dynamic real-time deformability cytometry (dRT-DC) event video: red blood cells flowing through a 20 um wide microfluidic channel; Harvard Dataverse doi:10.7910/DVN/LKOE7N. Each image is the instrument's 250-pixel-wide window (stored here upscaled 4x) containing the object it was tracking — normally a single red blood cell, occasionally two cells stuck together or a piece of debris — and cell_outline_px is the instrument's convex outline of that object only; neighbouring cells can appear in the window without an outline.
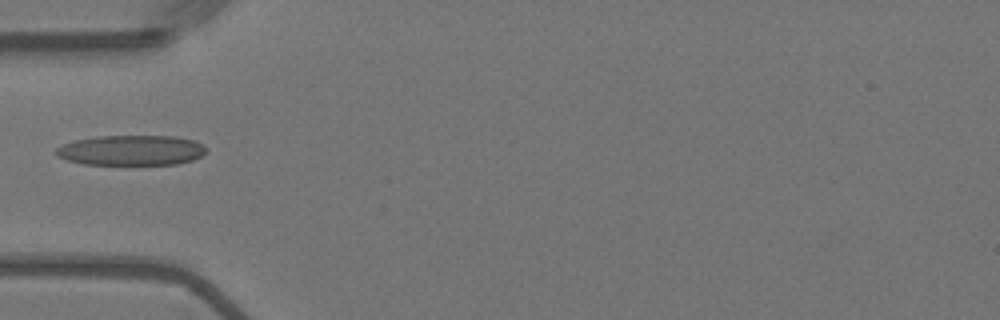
{"species": "Egyptian fruit bat (a non-hibernating species)", "species_latin": "Rousettus aegyptiacus", "temperature_condition": "warm", "stored_images_in_passage": 39, "camera_frame_rate_fps": 3000, "um_per_image_px": 0.085, "animal": {"sex": "female"}, "frame": {"image": 1, "passage_image": 1, "time_ms": 0.0, "image_size_px": [1000, 320], "cell_outline_px": [[208, 148], [200, 156], [192, 160], [176, 164], [84, 164], [68, 160], [56, 156], [56, 148], [64, 144], [76, 140], [96, 136], [176, 136], [196, 140], [204, 144]], "centroid_in_image_um": [11.19, 12.76], "position_along_channel_um": 73.8, "area_um2": 26.41}}
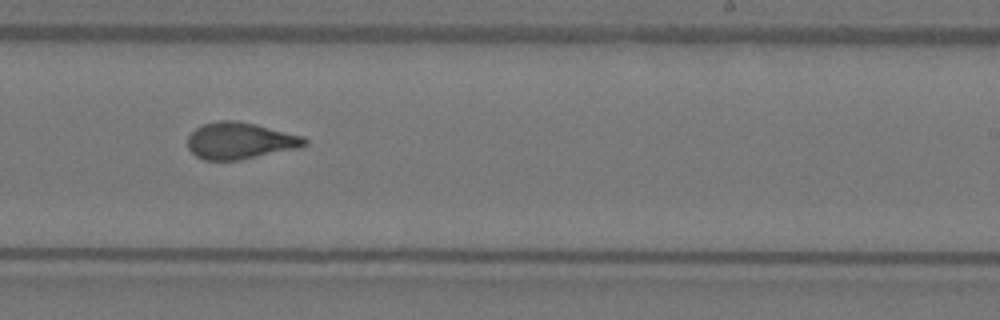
{"frame": {"image": 2, "passage_image": 17, "time_ms": 5.333, "image_size_px": [1000, 320], "cell_outline_px": [[308, 144], [296, 148], [240, 160], [204, 160], [196, 156], [188, 148], [188, 136], [196, 128], [204, 124], [220, 120], [236, 120], [256, 124], [304, 136], [308, 140]], "centroid_in_image_um": [20.4, 11.96], "position_along_channel_um": 268.6, "area_um2": 24.91}}
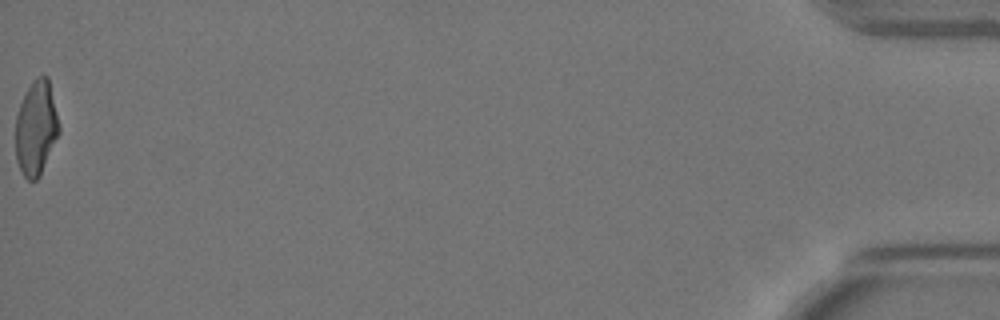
{"frame": {"image": 3, "passage_image": 39, "time_ms": 12.667, "image_size_px": [1000, 320], "cell_outline_px": [[60, 132], [40, 176], [36, 180], [28, 180], [24, 176], [16, 160], [16, 116], [20, 104], [32, 80], [36, 76], [48, 76], [60, 128]], "centroid_in_image_um": [3.07, 10.89], "position_along_channel_um": 432.1, "area_um2": 23.81}}